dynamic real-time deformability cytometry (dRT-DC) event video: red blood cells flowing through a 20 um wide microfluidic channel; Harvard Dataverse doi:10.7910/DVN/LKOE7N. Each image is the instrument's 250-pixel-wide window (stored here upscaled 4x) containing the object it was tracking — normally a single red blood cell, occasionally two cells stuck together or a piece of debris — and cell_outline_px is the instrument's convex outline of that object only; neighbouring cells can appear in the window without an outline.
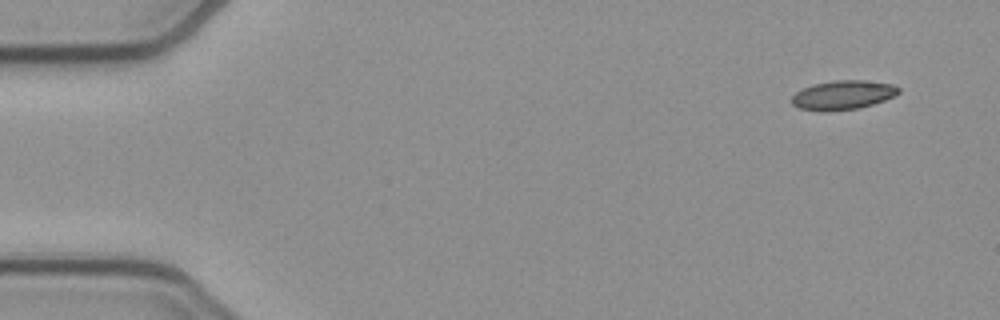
{"species": "common noctule bat (a hibernating species)", "species_latin": "Nyctalus noctula", "temperature_condition": "cold", "stored_images_in_passage": 6, "segment_of_instrument_passage": [2, 2], "camera_frame_rate_fps": 3000, "um_per_image_px": 0.085, "animal": {"sex": "female", "body_mass_g": 21.9}, "frame": {"image": 1, "passage_image": 6, "time_ms": 1.667, "image_size_px": [1000, 320], "cell_outline_px": [[900, 92], [884, 100], [860, 108], [828, 112], [820, 112], [800, 108], [792, 104], [792, 96], [796, 92], [812, 84], [832, 80], [864, 80], [892, 84], [900, 88]], "centroid_in_image_um": [71.63, 8.08], "position_along_channel_um": 13.4, "area_um2": 18.26}}